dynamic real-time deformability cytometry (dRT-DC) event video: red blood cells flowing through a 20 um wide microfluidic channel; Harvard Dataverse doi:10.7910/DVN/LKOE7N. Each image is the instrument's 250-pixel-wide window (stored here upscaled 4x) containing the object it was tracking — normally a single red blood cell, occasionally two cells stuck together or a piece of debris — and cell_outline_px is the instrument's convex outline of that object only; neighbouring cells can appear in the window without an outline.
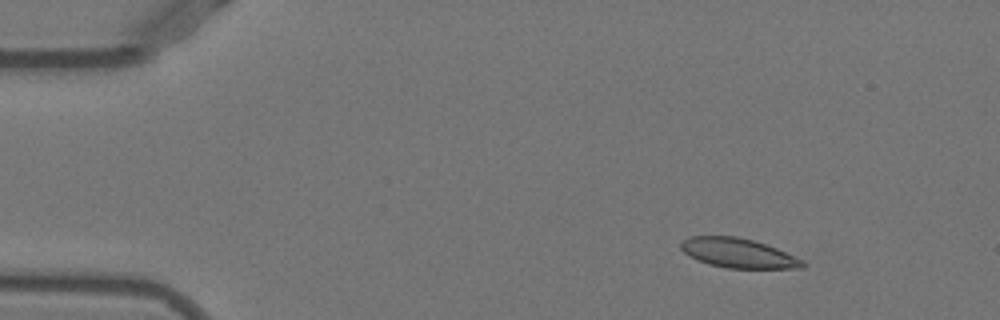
{"species": "Egyptian fruit bat (a non-hibernating species)", "species_latin": "Rousettus aegyptiacus", "temperature_condition": "warm", "stored_images_in_passage": 46, "camera_frame_rate_fps": 3000, "um_per_image_px": 0.085, "animal": {"sex": "female"}, "frame": {"image": 1, "passage_image": 1, "time_ms": 0.0, "image_size_px": [1000, 320], "cell_outline_px": [[808, 264], [804, 268], [728, 268], [708, 264], [696, 260], [688, 256], [680, 248], [680, 240], [688, 236], [736, 236], [752, 240], [776, 248], [804, 260]], "centroid_in_image_um": [62.71, 21.51], "position_along_channel_um": 22.3, "area_um2": 21.1}}
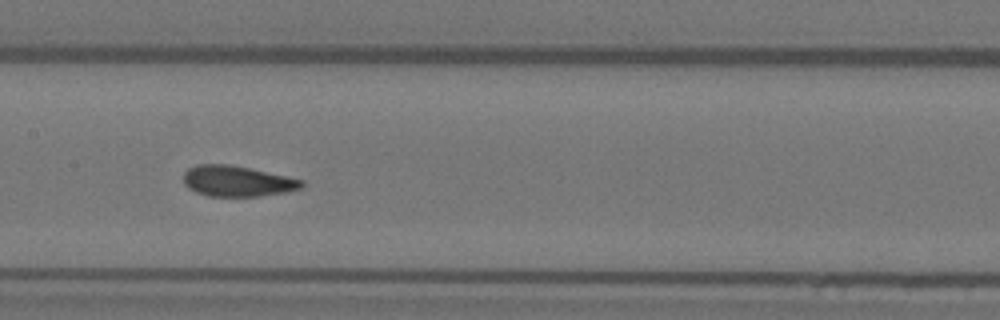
{"frame": {"image": 2, "passage_image": 20, "time_ms": 6.333, "image_size_px": [1000, 320], "cell_outline_px": [[304, 188], [288, 192], [260, 196], [208, 196], [196, 192], [188, 188], [184, 184], [184, 172], [188, 168], [196, 164], [228, 164], [288, 176], [304, 180]], "centroid_in_image_um": [20.19, 15.4], "position_along_channel_um": 187.2, "area_um2": 21.33}}
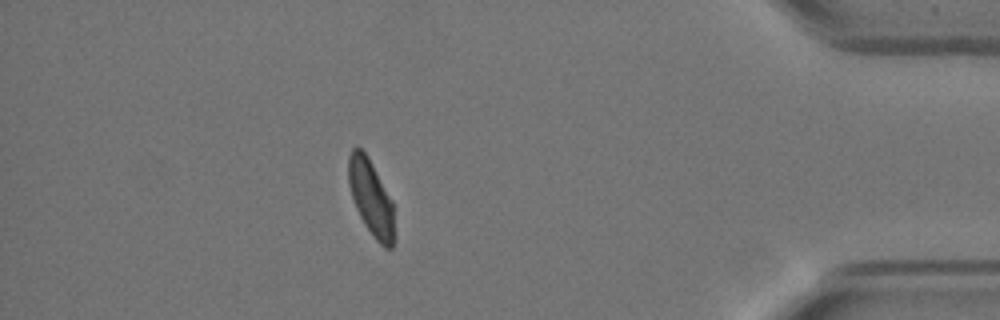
{"frame": {"image": 3, "passage_image": 40, "time_ms": 13.0, "image_size_px": [1000, 320], "cell_outline_px": [[392, 248], [384, 248], [376, 240], [364, 224], [356, 208], [348, 184], [348, 156], [352, 148], [356, 144], [368, 156], [392, 200]], "centroid_in_image_um": [31.48, 16.73], "position_along_channel_um": 403.7, "area_um2": 19.88}, "authors_computed_cell_mechanics": {"area_um2": 21.5016, "velocity_mm_per_s": 3.912, "shape_relaxation_time_tau1_ms": 5.5019, "shape_relaxation_time_tau2_ms": 1.2292, "deformation_change_tau1": 0.1577, "deformation_change_tau2": 0.0531}}